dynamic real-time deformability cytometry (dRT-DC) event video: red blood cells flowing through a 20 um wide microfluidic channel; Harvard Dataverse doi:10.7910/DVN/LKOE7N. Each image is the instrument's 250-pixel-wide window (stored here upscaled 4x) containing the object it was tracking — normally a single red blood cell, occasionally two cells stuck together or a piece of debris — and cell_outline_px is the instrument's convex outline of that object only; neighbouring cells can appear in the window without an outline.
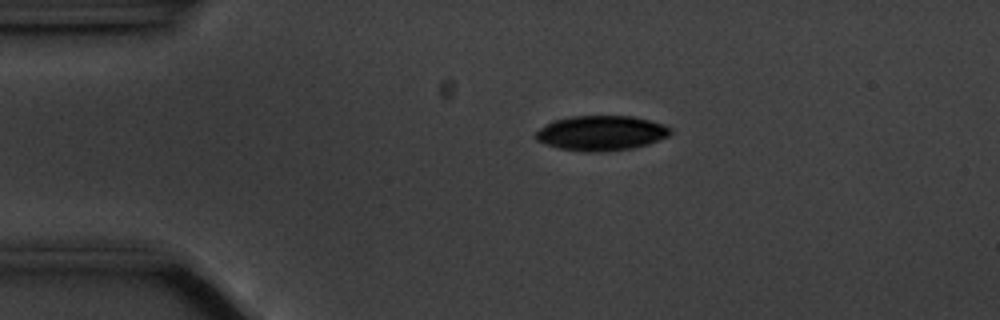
{"species": "common noctule bat (a hibernating species)", "species_latin": "Nyctalus noctula", "temperature_condition": "cold", "stored_images_in_passage": 46, "camera_frame_rate_fps": 3000, "um_per_image_px": 0.085, "animal": {"sex": "male", "body_mass_g": 20.1, "forearm_length_mm": 53.5}, "frame": {"image": 1, "passage_image": 1, "time_ms": 0.0, "image_size_px": [1000, 320], "cell_outline_px": [[672, 132], [668, 136], [648, 144], [632, 148], [596, 152], [584, 152], [556, 148], [544, 144], [536, 140], [532, 136], [540, 128], [556, 120], [572, 116], [632, 116], [664, 124], [672, 128]], "centroid_in_image_um": [51.08, 11.32], "position_along_channel_um": 33.9, "area_um2": 27.46}}
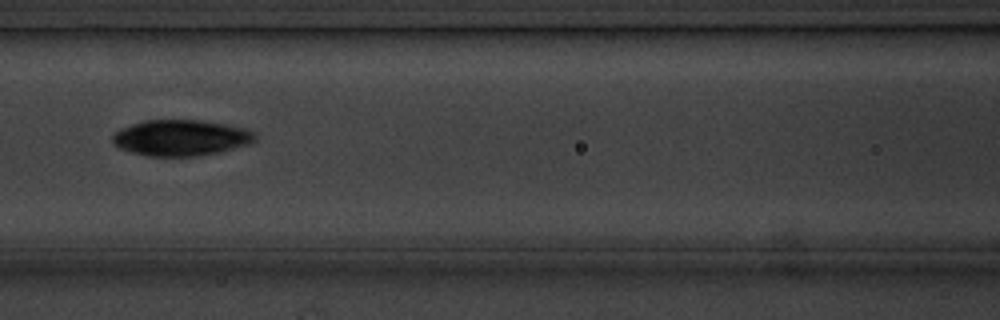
{"frame": {"image": 2, "passage_image": 14, "time_ms": 4.333, "image_size_px": [1000, 320], "cell_outline_px": [[256, 140], [248, 144], [220, 152], [196, 156], [148, 156], [132, 152], [120, 148], [112, 144], [112, 136], [120, 128], [144, 120], [204, 120], [228, 124], [248, 128], [256, 136]], "centroid_in_image_um": [15.38, 11.7], "position_along_channel_um": 151.2, "area_um2": 30.06}}
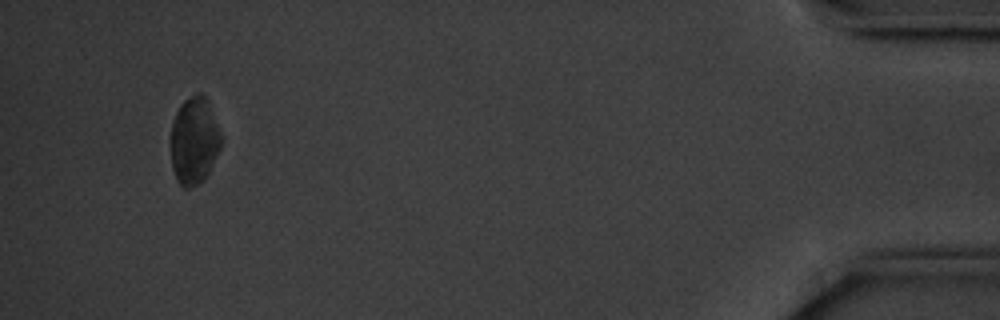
{"frame": {"image": 3, "passage_image": 43, "time_ms": 14.0, "image_size_px": [1000, 320], "cell_outline_px": [[224, 140], [204, 180], [188, 188], [184, 188], [176, 180], [172, 168], [172, 124], [176, 112], [180, 104], [184, 100], [196, 92], [200, 92], [208, 100]], "centroid_in_image_um": [16.53, 11.93], "position_along_channel_um": 418.7, "area_um2": 25.61}, "authors_computed_cell_mechanics": {"area_um2": 28.2642, "velocity_mm_per_s": 3.5363, "shape_relaxation_time_tau1_ms": 1.7506, "shape_relaxation_time_tau2_ms": null, "deformation_change_tau1": 0.0696, "deformation_change_tau2": null}}